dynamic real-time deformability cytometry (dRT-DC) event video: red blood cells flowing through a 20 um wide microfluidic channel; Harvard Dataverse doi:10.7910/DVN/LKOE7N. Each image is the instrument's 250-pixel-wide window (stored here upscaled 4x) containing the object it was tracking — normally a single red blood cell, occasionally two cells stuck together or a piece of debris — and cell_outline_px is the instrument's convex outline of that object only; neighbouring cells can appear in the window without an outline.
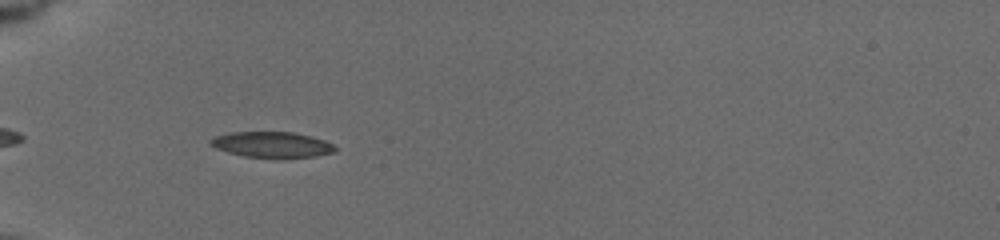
{"species": "common noctule bat (a hibernating species)", "species_latin": "Nyctalus noctula", "temperature_condition": "cold", "stored_images_in_passage": 40, "camera_frame_rate_fps": 3000, "um_per_image_px": 0.085, "animal": {"sex": "female", "body_mass_g": 19.5, "forearm_length_mm": 54.1}, "frame": {"image": 1, "passage_image": 6, "time_ms": 1.667, "image_size_px": [1000, 240], "cell_outline_px": [[336, 148], [332, 152], [316, 156], [280, 160], [276, 160], [244, 156], [228, 152], [216, 148], [208, 144], [208, 140], [216, 136], [228, 132], [292, 132], [312, 136], [324, 140], [332, 144]], "centroid_in_image_um": [23.09, 12.32], "position_along_channel_um": 61.9, "area_um2": 19.25}}
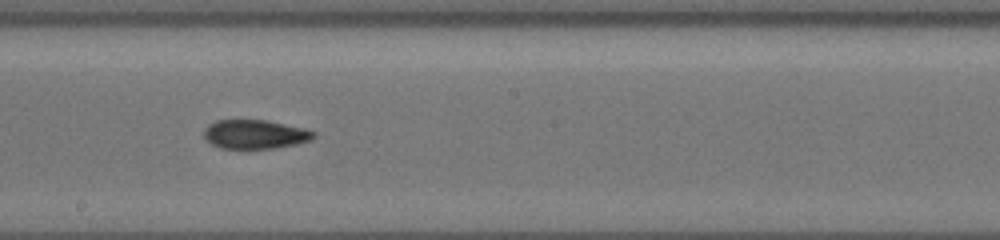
{"frame": {"image": 2, "passage_image": 20, "time_ms": 6.333, "image_size_px": [1000, 240], "cell_outline_px": [[316, 136], [312, 140], [296, 144], [276, 148], [220, 148], [212, 144], [204, 136], [204, 128], [208, 124], [216, 120], [264, 120], [304, 128], [316, 132]], "centroid_in_image_um": [21.69, 11.41], "position_along_channel_um": 226.5, "area_um2": 18.5}}
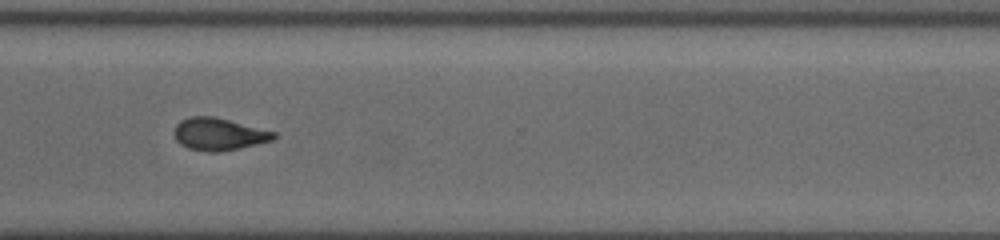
{"frame": {"image": 3, "passage_image": 30, "time_ms": 9.667, "image_size_px": [1000, 240], "cell_outline_px": [[276, 136], [272, 140], [256, 144], [220, 152], [208, 152], [188, 148], [180, 144], [176, 140], [172, 132], [176, 124], [180, 120], [192, 116], [212, 116], [276, 132]], "centroid_in_image_um": [18.54, 11.4], "position_along_channel_um": 352.1, "area_um2": 18.67}, "authors_computed_cell_mechanics": {"area_um2": 18.6116, "velocity_mm_per_s": 3.7677, "shape_relaxation_time_tau1_ms": 11.0576, "shape_relaxation_time_tau2_ms": 3.9363, "deformation_change_tau1": 0.2706, "deformation_change_tau2": 0.1061}}